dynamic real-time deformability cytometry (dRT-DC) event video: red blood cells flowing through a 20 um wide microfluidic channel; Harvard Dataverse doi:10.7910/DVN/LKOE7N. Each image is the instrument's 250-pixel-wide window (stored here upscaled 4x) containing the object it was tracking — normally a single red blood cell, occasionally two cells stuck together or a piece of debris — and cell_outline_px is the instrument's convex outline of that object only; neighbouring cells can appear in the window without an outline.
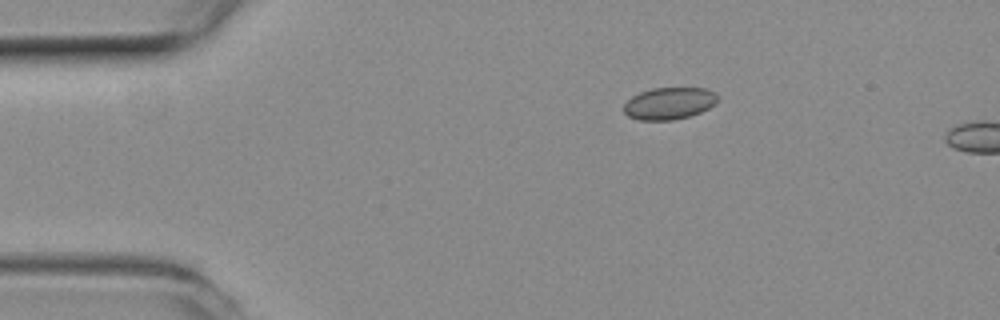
{"species": "common noctule bat (a hibernating species)", "species_latin": "Nyctalus noctula", "temperature_condition": "room temperature", "stored_images_in_passage": 43, "camera_frame_rate_fps": 3000, "um_per_image_px": 0.085, "animal": {"sex": "female", "body_mass_g": 19.3, "forearm_length_mm": 54.1}, "frame": {"image": 1, "passage_image": 1, "time_ms": 0.0, "image_size_px": [1000, 320], "cell_outline_px": [[716, 104], [700, 112], [688, 116], [672, 120], [640, 120], [628, 116], [624, 112], [624, 104], [632, 96], [640, 92], [652, 88], [704, 88], [716, 92]], "centroid_in_image_um": [56.87, 8.78], "position_along_channel_um": 28.1, "area_um2": 17.4}}
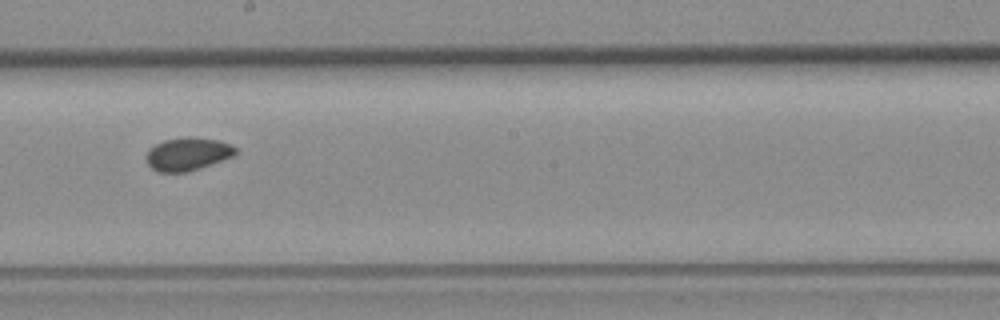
{"frame": {"image": 2, "passage_image": 21, "time_ms": 6.667, "image_size_px": [1000, 320], "cell_outline_px": [[236, 152], [232, 156], [200, 168], [184, 172], [160, 172], [152, 168], [148, 164], [144, 156], [148, 148], [164, 140], [188, 136], [220, 140], [236, 148]], "centroid_in_image_um": [15.9, 13.08], "position_along_channel_um": 232.3, "area_um2": 17.11}}
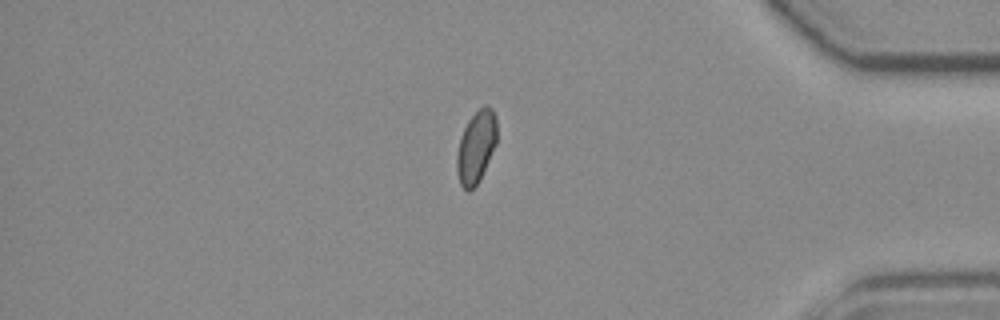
{"frame": {"image": 3, "passage_image": 36, "time_ms": 11.667, "image_size_px": [1000, 320], "cell_outline_px": [[496, 144], [480, 180], [468, 192], [460, 184], [456, 172], [456, 156], [460, 136], [468, 120], [480, 108], [492, 108], [496, 116]], "centroid_in_image_um": [40.45, 12.52], "position_along_channel_um": 394.8, "area_um2": 16.76}, "authors_computed_cell_mechanics": {"area_um2": 17.1088, "velocity_mm_per_s": 3.9048, "shape_relaxation_time_tau1_ms": null, "shape_relaxation_time_tau2_ms": 5.6709, "deformation_change_tau1": null, "deformation_change_tau2": 0.0708}}